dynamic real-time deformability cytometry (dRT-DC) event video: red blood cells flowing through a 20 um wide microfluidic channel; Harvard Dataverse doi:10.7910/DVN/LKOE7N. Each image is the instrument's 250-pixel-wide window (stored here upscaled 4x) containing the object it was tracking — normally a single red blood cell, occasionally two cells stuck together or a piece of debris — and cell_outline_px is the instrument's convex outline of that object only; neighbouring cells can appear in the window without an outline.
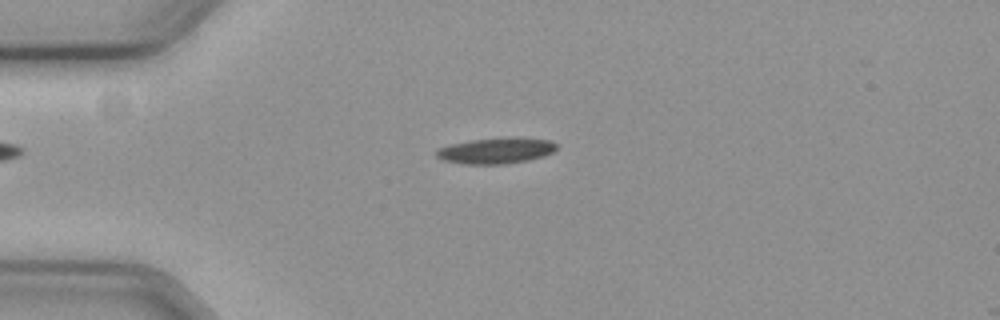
{"species": "common noctule bat (a hibernating species)", "species_latin": "Nyctalus noctula", "temperature_condition": "cold", "stored_images_in_passage": 18, "camera_frame_rate_fps": 3000, "um_per_image_px": 0.085, "animal": {"sex": "female", "body_mass_g": 19.3, "forearm_length_mm": 54.1}, "frame": {"image": 1, "passage_image": 15, "time_ms": 4.667, "image_size_px": [1000, 320], "cell_outline_px": [[556, 148], [552, 152], [544, 156], [528, 160], [504, 164], [460, 164], [440, 160], [436, 156], [436, 152], [440, 148], [452, 144], [472, 140], [516, 136], [548, 140], [556, 144]], "centroid_in_image_um": [42.15, 12.81], "position_along_channel_um": 42.8, "area_um2": 18.21}}